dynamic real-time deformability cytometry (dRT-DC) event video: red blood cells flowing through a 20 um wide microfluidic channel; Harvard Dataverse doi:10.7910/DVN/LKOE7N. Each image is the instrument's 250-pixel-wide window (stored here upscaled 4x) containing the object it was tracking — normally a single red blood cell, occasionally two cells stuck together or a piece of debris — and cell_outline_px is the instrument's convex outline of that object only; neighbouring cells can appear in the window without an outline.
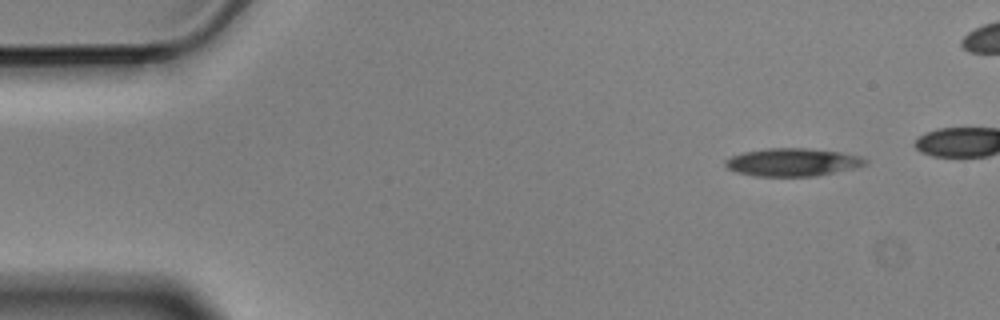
{"species": "Egyptian fruit bat (a non-hibernating species)", "species_latin": "Rousettus aegyptiacus", "temperature_condition": "cold", "stored_images_in_passage": 5, "camera_frame_rate_fps": 3000, "um_per_image_px": 0.085, "animal": {"sex": "male"}, "frame": {"image": 1, "passage_image": 1, "time_ms": 0.0, "image_size_px": [1000, 320], "cell_outline_px": [[868, 164], [856, 168], [816, 176], [752, 176], [736, 172], [728, 168], [724, 164], [724, 160], [732, 156], [744, 152], [768, 148], [804, 148], [840, 152], [860, 156], [868, 160]], "centroid_in_image_um": [67.38, 13.79], "position_along_channel_um": 17.6, "area_um2": 22.83}}